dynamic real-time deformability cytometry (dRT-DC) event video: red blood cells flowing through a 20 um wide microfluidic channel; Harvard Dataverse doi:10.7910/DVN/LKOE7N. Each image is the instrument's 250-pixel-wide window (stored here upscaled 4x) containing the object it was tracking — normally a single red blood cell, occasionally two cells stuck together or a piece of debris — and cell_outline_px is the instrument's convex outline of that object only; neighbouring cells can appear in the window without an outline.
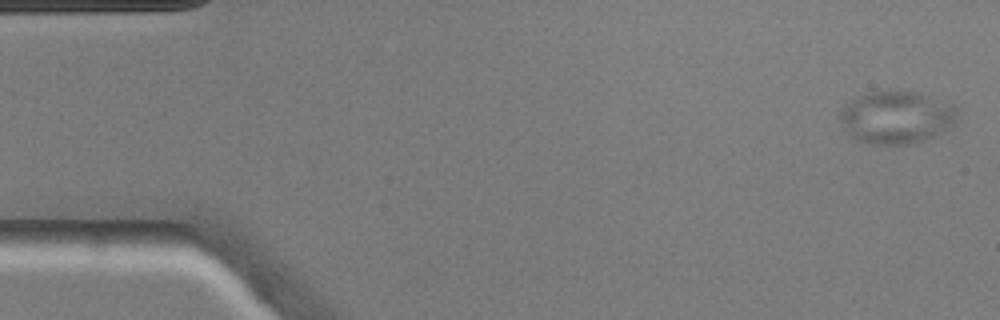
{"species": "common noctule bat (a hibernating species)", "species_latin": "Nyctalus noctula", "temperature_condition": "warm", "stored_images_in_passage": 48, "camera_frame_rate_fps": 3000, "um_per_image_px": 0.085, "animal": {"sex": "male", "body_mass_g": 20.5, "forearm_length_mm": 52.5}, "frame": {"image": 1, "passage_image": 1, "time_ms": 0.0, "image_size_px": [1000, 320], "cell_outline_px": [[960, 112], [956, 124], [952, 128], [944, 132], [924, 140], [908, 144], [872, 144], [856, 140], [848, 136], [836, 116], [852, 100], [868, 92], [916, 92], [952, 104]], "centroid_in_image_um": [76.22, 10.01], "position_along_channel_um": 8.8, "area_um2": 36.18}}
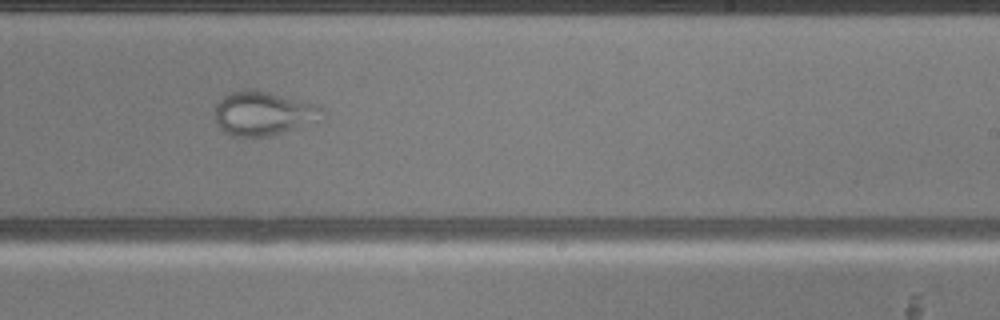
{"frame": {"image": 2, "passage_image": 29, "time_ms": 9.333, "image_size_px": [1000, 320], "cell_outline_px": [[324, 120], [268, 136], [232, 136], [224, 132], [216, 124], [216, 104], [224, 96], [232, 92], [248, 88], [268, 92], [320, 104], [324, 108]], "centroid_in_image_um": [22.45, 9.63], "position_along_channel_um": 266.5, "area_um2": 27.8}}
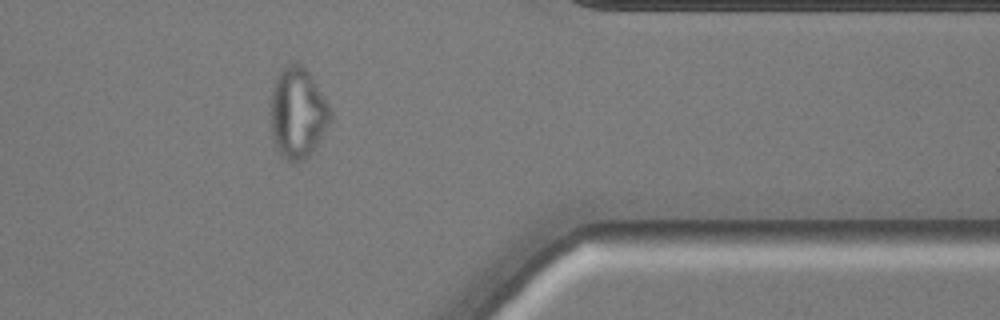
{"frame": {"image": 3, "passage_image": 39, "time_ms": 12.667, "image_size_px": [1000, 320], "cell_outline_px": [[332, 120], [316, 148], [308, 156], [292, 164], [276, 148], [272, 140], [268, 104], [272, 88], [276, 76], [288, 64], [300, 64], [312, 76], [328, 104], [332, 112]], "centroid_in_image_um": [25.28, 9.62], "position_along_channel_um": 386.1, "area_um2": 32.14}}